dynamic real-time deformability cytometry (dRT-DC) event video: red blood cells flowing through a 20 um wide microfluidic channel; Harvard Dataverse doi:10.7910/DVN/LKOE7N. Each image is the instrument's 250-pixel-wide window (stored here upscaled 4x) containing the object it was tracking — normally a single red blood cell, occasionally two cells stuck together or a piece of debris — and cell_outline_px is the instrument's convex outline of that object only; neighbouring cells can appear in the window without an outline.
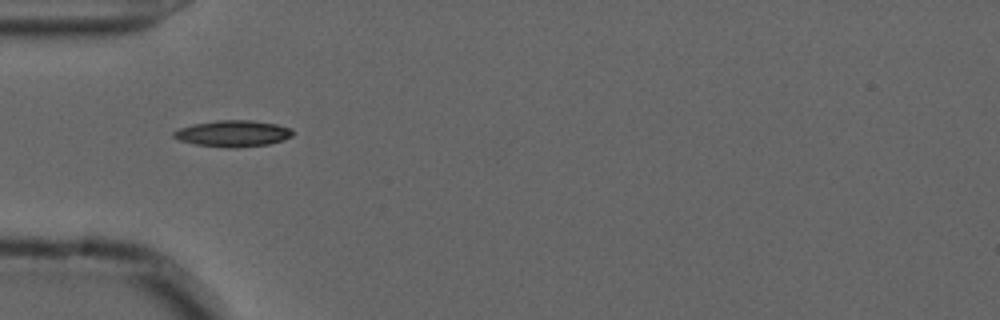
{"species": "common noctule bat (a hibernating species)", "species_latin": "Nyctalus noctula", "temperature_condition": "cold", "stored_images_in_passage": 28, "camera_frame_rate_fps": 3000, "um_per_image_px": 0.085, "animal": {"sex": "male", "forearm_length_mm": 52.5}, "frame": {"image": 1, "passage_image": 1, "time_ms": 0.0, "image_size_px": [1000, 320], "cell_outline_px": [[292, 136], [284, 140], [268, 144], [236, 148], [228, 148], [196, 144], [180, 140], [172, 136], [172, 132], [180, 128], [192, 124], [216, 120], [252, 120], [276, 124], [292, 128]], "centroid_in_image_um": [19.81, 11.34], "position_along_channel_um": 65.2, "area_um2": 18.32}}
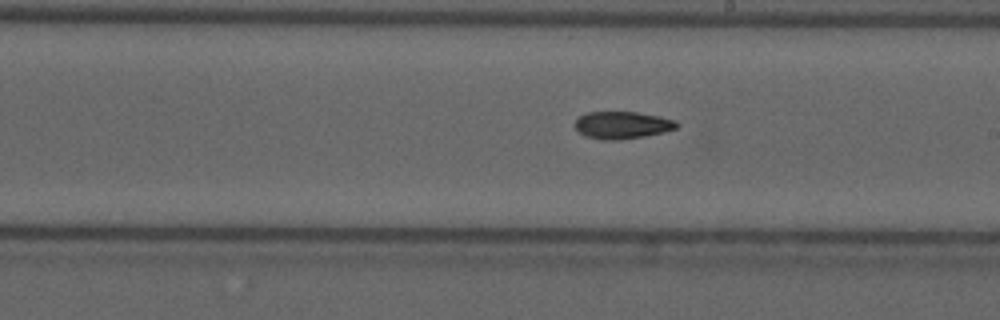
{"frame": {"image": 2, "passage_image": 15, "time_ms": 4.667, "image_size_px": [1000, 320], "cell_outline_px": [[680, 124], [676, 128], [644, 136], [616, 140], [604, 140], [588, 136], [580, 132], [576, 128], [576, 120], [580, 116], [588, 112], [636, 112], [660, 116], [676, 120]], "centroid_in_image_um": [52.92, 10.62], "position_along_channel_um": 236.1, "area_um2": 15.9}}
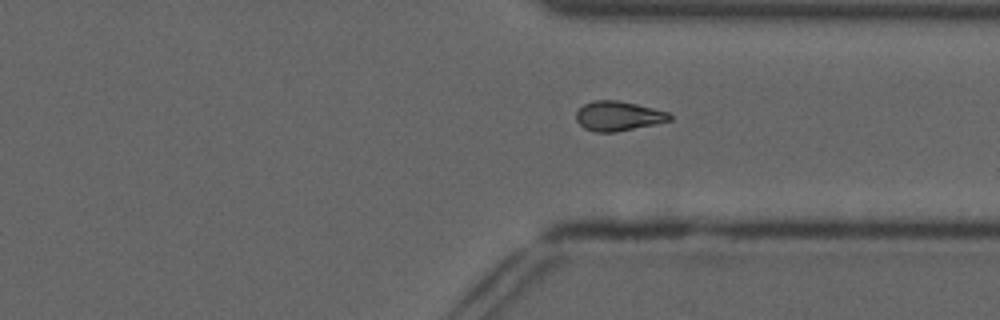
{"frame": {"image": 3, "passage_image": 25, "time_ms": 8.0, "image_size_px": [1000, 320], "cell_outline_px": [[672, 120], [656, 124], [616, 132], [596, 132], [584, 128], [576, 120], [576, 112], [584, 104], [596, 100], [616, 100], [636, 104], [668, 112], [672, 116]], "centroid_in_image_um": [52.56, 9.87], "position_along_channel_um": 358.8, "area_um2": 16.07}}